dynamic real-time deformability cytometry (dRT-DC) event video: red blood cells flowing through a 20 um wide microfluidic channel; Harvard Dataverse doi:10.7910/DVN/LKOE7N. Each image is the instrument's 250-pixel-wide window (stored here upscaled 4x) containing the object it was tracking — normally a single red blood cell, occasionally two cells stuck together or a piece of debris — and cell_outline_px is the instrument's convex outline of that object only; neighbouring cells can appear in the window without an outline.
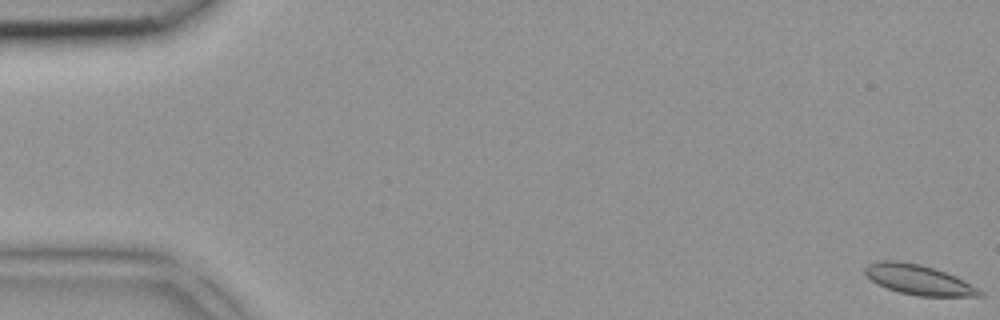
{"species": "common noctule bat (a hibernating species)", "species_latin": "Nyctalus noctula", "temperature_condition": "room temperature", "stored_images_in_passage": 4, "camera_frame_rate_fps": 3000, "um_per_image_px": 0.085, "animal": {"sex": "female", "body_mass_g": 18.4}, "frame": {"image": 1, "passage_image": 1, "time_ms": 0.0, "image_size_px": [1000, 320], "cell_outline_px": [[984, 296], [916, 296], [900, 292], [888, 288], [872, 280], [864, 272], [864, 268], [868, 264], [880, 260], [900, 260], [920, 264], [956, 276], [984, 292]], "centroid_in_image_um": [78.08, 23.77], "position_along_channel_um": 6.9, "area_um2": 19.83}}
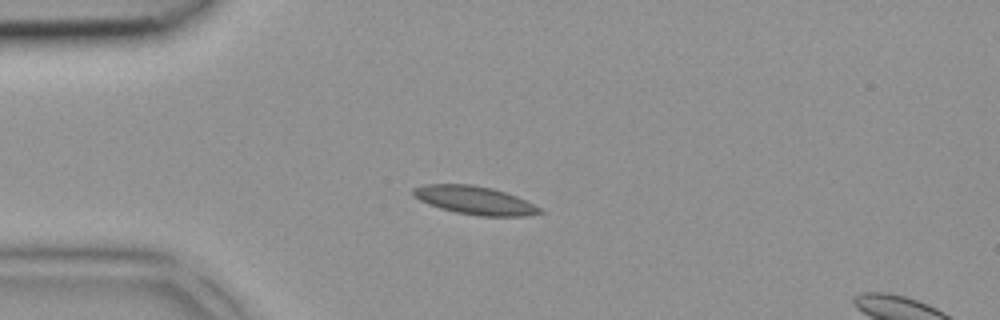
{"frame": {"image": 2, "passage_image": 3, "time_ms": 0.667, "image_size_px": [1000, 320], "cell_outline_px": [[544, 212], [524, 216], [480, 216], [456, 212], [440, 208], [420, 200], [412, 196], [412, 188], [424, 184], [472, 184], [492, 188], [516, 196], [540, 208]], "centroid_in_image_um": [40.3, 17.01], "position_along_channel_um": 44.7, "area_um2": 20.69}}